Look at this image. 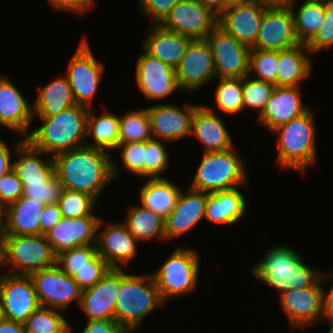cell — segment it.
<instances>
[{"label":"cell","instance_id":"1","mask_svg":"<svg viewBox=\"0 0 333 333\" xmlns=\"http://www.w3.org/2000/svg\"><path fill=\"white\" fill-rule=\"evenodd\" d=\"M54 172L63 189L84 192L97 201L120 173L110 152L88 145L53 156Z\"/></svg>","mask_w":333,"mask_h":333},{"label":"cell","instance_id":"2","mask_svg":"<svg viewBox=\"0 0 333 333\" xmlns=\"http://www.w3.org/2000/svg\"><path fill=\"white\" fill-rule=\"evenodd\" d=\"M271 248L252 271L261 282L276 289L279 296L290 290L314 287L322 279L323 273L307 265L296 249L285 245Z\"/></svg>","mask_w":333,"mask_h":333},{"label":"cell","instance_id":"3","mask_svg":"<svg viewBox=\"0 0 333 333\" xmlns=\"http://www.w3.org/2000/svg\"><path fill=\"white\" fill-rule=\"evenodd\" d=\"M89 108L74 105L52 117H39L43 124L33 127L25 138L35 149L47 155L82 147L87 142Z\"/></svg>","mask_w":333,"mask_h":333},{"label":"cell","instance_id":"4","mask_svg":"<svg viewBox=\"0 0 333 333\" xmlns=\"http://www.w3.org/2000/svg\"><path fill=\"white\" fill-rule=\"evenodd\" d=\"M164 305L151 274H129L120 268V292L115 301V321L133 333L142 327L144 318Z\"/></svg>","mask_w":333,"mask_h":333},{"label":"cell","instance_id":"5","mask_svg":"<svg viewBox=\"0 0 333 333\" xmlns=\"http://www.w3.org/2000/svg\"><path fill=\"white\" fill-rule=\"evenodd\" d=\"M315 128L313 112L308 110L271 132L278 136L277 162L281 168L304 174L307 166L315 163L317 160Z\"/></svg>","mask_w":333,"mask_h":333},{"label":"cell","instance_id":"6","mask_svg":"<svg viewBox=\"0 0 333 333\" xmlns=\"http://www.w3.org/2000/svg\"><path fill=\"white\" fill-rule=\"evenodd\" d=\"M234 149L235 147L219 152H203L189 188L213 193L246 186L249 178L245 163Z\"/></svg>","mask_w":333,"mask_h":333},{"label":"cell","instance_id":"7","mask_svg":"<svg viewBox=\"0 0 333 333\" xmlns=\"http://www.w3.org/2000/svg\"><path fill=\"white\" fill-rule=\"evenodd\" d=\"M192 248L177 247L156 272L151 273L165 303L195 291L200 273V258Z\"/></svg>","mask_w":333,"mask_h":333},{"label":"cell","instance_id":"8","mask_svg":"<svg viewBox=\"0 0 333 333\" xmlns=\"http://www.w3.org/2000/svg\"><path fill=\"white\" fill-rule=\"evenodd\" d=\"M55 264L56 255L45 235H8L0 265L12 266L9 274L29 275Z\"/></svg>","mask_w":333,"mask_h":333},{"label":"cell","instance_id":"9","mask_svg":"<svg viewBox=\"0 0 333 333\" xmlns=\"http://www.w3.org/2000/svg\"><path fill=\"white\" fill-rule=\"evenodd\" d=\"M104 66L94 57L88 41L82 39L68 63L65 75L76 105L91 108Z\"/></svg>","mask_w":333,"mask_h":333},{"label":"cell","instance_id":"10","mask_svg":"<svg viewBox=\"0 0 333 333\" xmlns=\"http://www.w3.org/2000/svg\"><path fill=\"white\" fill-rule=\"evenodd\" d=\"M211 47L217 78H243L249 75L251 49L236 40L218 24L206 37Z\"/></svg>","mask_w":333,"mask_h":333},{"label":"cell","instance_id":"11","mask_svg":"<svg viewBox=\"0 0 333 333\" xmlns=\"http://www.w3.org/2000/svg\"><path fill=\"white\" fill-rule=\"evenodd\" d=\"M40 306L66 310L76 301L78 306L81 289L74 279L64 273L56 264L29 274Z\"/></svg>","mask_w":333,"mask_h":333},{"label":"cell","instance_id":"12","mask_svg":"<svg viewBox=\"0 0 333 333\" xmlns=\"http://www.w3.org/2000/svg\"><path fill=\"white\" fill-rule=\"evenodd\" d=\"M218 17L198 0H181L160 25L192 40H204L217 25Z\"/></svg>","mask_w":333,"mask_h":333},{"label":"cell","instance_id":"13","mask_svg":"<svg viewBox=\"0 0 333 333\" xmlns=\"http://www.w3.org/2000/svg\"><path fill=\"white\" fill-rule=\"evenodd\" d=\"M175 73L180 91L188 92L197 91L216 78L212 50L206 39L189 43Z\"/></svg>","mask_w":333,"mask_h":333},{"label":"cell","instance_id":"14","mask_svg":"<svg viewBox=\"0 0 333 333\" xmlns=\"http://www.w3.org/2000/svg\"><path fill=\"white\" fill-rule=\"evenodd\" d=\"M0 300L5 319L20 323L40 307L29 275L0 274Z\"/></svg>","mask_w":333,"mask_h":333},{"label":"cell","instance_id":"15","mask_svg":"<svg viewBox=\"0 0 333 333\" xmlns=\"http://www.w3.org/2000/svg\"><path fill=\"white\" fill-rule=\"evenodd\" d=\"M298 44L290 7L266 8L251 50L281 51Z\"/></svg>","mask_w":333,"mask_h":333},{"label":"cell","instance_id":"16","mask_svg":"<svg viewBox=\"0 0 333 333\" xmlns=\"http://www.w3.org/2000/svg\"><path fill=\"white\" fill-rule=\"evenodd\" d=\"M266 8L257 0L232 2L218 17L217 24L251 49L257 39Z\"/></svg>","mask_w":333,"mask_h":333},{"label":"cell","instance_id":"17","mask_svg":"<svg viewBox=\"0 0 333 333\" xmlns=\"http://www.w3.org/2000/svg\"><path fill=\"white\" fill-rule=\"evenodd\" d=\"M102 225L104 220L100 218L96 236L97 253L111 268L125 267L136 257L137 239L123 222H109L101 230Z\"/></svg>","mask_w":333,"mask_h":333},{"label":"cell","instance_id":"18","mask_svg":"<svg viewBox=\"0 0 333 333\" xmlns=\"http://www.w3.org/2000/svg\"><path fill=\"white\" fill-rule=\"evenodd\" d=\"M136 81L148 100H163L180 88L175 69L145 51L137 58Z\"/></svg>","mask_w":333,"mask_h":333},{"label":"cell","instance_id":"19","mask_svg":"<svg viewBox=\"0 0 333 333\" xmlns=\"http://www.w3.org/2000/svg\"><path fill=\"white\" fill-rule=\"evenodd\" d=\"M322 279L314 286L290 290L279 296L280 306L291 327L305 328L323 317Z\"/></svg>","mask_w":333,"mask_h":333},{"label":"cell","instance_id":"20","mask_svg":"<svg viewBox=\"0 0 333 333\" xmlns=\"http://www.w3.org/2000/svg\"><path fill=\"white\" fill-rule=\"evenodd\" d=\"M198 105H186L181 109L177 105L162 103L146 107L151 122L153 139L174 142L191 134V122ZM160 138V139H159Z\"/></svg>","mask_w":333,"mask_h":333},{"label":"cell","instance_id":"21","mask_svg":"<svg viewBox=\"0 0 333 333\" xmlns=\"http://www.w3.org/2000/svg\"><path fill=\"white\" fill-rule=\"evenodd\" d=\"M120 292V268H110L94 286L81 291L79 308L90 320H115V301Z\"/></svg>","mask_w":333,"mask_h":333},{"label":"cell","instance_id":"22","mask_svg":"<svg viewBox=\"0 0 333 333\" xmlns=\"http://www.w3.org/2000/svg\"><path fill=\"white\" fill-rule=\"evenodd\" d=\"M99 220L100 217L97 215L73 219L62 217L45 237L55 255L79 246L96 244Z\"/></svg>","mask_w":333,"mask_h":333},{"label":"cell","instance_id":"23","mask_svg":"<svg viewBox=\"0 0 333 333\" xmlns=\"http://www.w3.org/2000/svg\"><path fill=\"white\" fill-rule=\"evenodd\" d=\"M209 194L191 188L180 192L175 207L164 220L166 240L182 236L205 218Z\"/></svg>","mask_w":333,"mask_h":333},{"label":"cell","instance_id":"24","mask_svg":"<svg viewBox=\"0 0 333 333\" xmlns=\"http://www.w3.org/2000/svg\"><path fill=\"white\" fill-rule=\"evenodd\" d=\"M9 80L0 74V125L26 138L34 119L33 104Z\"/></svg>","mask_w":333,"mask_h":333},{"label":"cell","instance_id":"25","mask_svg":"<svg viewBox=\"0 0 333 333\" xmlns=\"http://www.w3.org/2000/svg\"><path fill=\"white\" fill-rule=\"evenodd\" d=\"M309 109L302 103L300 87L276 86L263 112L257 119L269 131L305 114Z\"/></svg>","mask_w":333,"mask_h":333},{"label":"cell","instance_id":"26","mask_svg":"<svg viewBox=\"0 0 333 333\" xmlns=\"http://www.w3.org/2000/svg\"><path fill=\"white\" fill-rule=\"evenodd\" d=\"M216 109L198 105L193 113L191 135H194L204 146V153L229 150L234 146L231 135L217 115Z\"/></svg>","mask_w":333,"mask_h":333},{"label":"cell","instance_id":"27","mask_svg":"<svg viewBox=\"0 0 333 333\" xmlns=\"http://www.w3.org/2000/svg\"><path fill=\"white\" fill-rule=\"evenodd\" d=\"M14 146L19 159L13 161L12 169L23 185L45 184L55 173L53 156L35 149L24 137Z\"/></svg>","mask_w":333,"mask_h":333},{"label":"cell","instance_id":"28","mask_svg":"<svg viewBox=\"0 0 333 333\" xmlns=\"http://www.w3.org/2000/svg\"><path fill=\"white\" fill-rule=\"evenodd\" d=\"M146 33L142 43L144 51L176 69L192 39L166 30L160 24H151Z\"/></svg>","mask_w":333,"mask_h":333},{"label":"cell","instance_id":"29","mask_svg":"<svg viewBox=\"0 0 333 333\" xmlns=\"http://www.w3.org/2000/svg\"><path fill=\"white\" fill-rule=\"evenodd\" d=\"M246 210V198L238 188L216 191L208 195L205 219L217 224L232 225L240 221Z\"/></svg>","mask_w":333,"mask_h":333},{"label":"cell","instance_id":"30","mask_svg":"<svg viewBox=\"0 0 333 333\" xmlns=\"http://www.w3.org/2000/svg\"><path fill=\"white\" fill-rule=\"evenodd\" d=\"M76 105L69 82L64 76H57L53 81L40 86L33 103L34 117H52L67 108Z\"/></svg>","mask_w":333,"mask_h":333},{"label":"cell","instance_id":"31","mask_svg":"<svg viewBox=\"0 0 333 333\" xmlns=\"http://www.w3.org/2000/svg\"><path fill=\"white\" fill-rule=\"evenodd\" d=\"M45 204L35 198L21 196L4 211L7 217L8 234L40 235V215Z\"/></svg>","mask_w":333,"mask_h":333},{"label":"cell","instance_id":"32","mask_svg":"<svg viewBox=\"0 0 333 333\" xmlns=\"http://www.w3.org/2000/svg\"><path fill=\"white\" fill-rule=\"evenodd\" d=\"M306 51V52H305ZM310 51L306 44L278 51L277 86L300 87L301 80L311 74Z\"/></svg>","mask_w":333,"mask_h":333},{"label":"cell","instance_id":"33","mask_svg":"<svg viewBox=\"0 0 333 333\" xmlns=\"http://www.w3.org/2000/svg\"><path fill=\"white\" fill-rule=\"evenodd\" d=\"M140 187L141 205L165 219L176 205L181 190L164 178H147Z\"/></svg>","mask_w":333,"mask_h":333},{"label":"cell","instance_id":"34","mask_svg":"<svg viewBox=\"0 0 333 333\" xmlns=\"http://www.w3.org/2000/svg\"><path fill=\"white\" fill-rule=\"evenodd\" d=\"M164 220L150 209L137 204L127 210L126 220L123 223L137 241H147L155 237L163 241L166 240Z\"/></svg>","mask_w":333,"mask_h":333},{"label":"cell","instance_id":"35","mask_svg":"<svg viewBox=\"0 0 333 333\" xmlns=\"http://www.w3.org/2000/svg\"><path fill=\"white\" fill-rule=\"evenodd\" d=\"M119 116L110 112H103L98 117L93 108L89 109L87 118V140L93 137L92 142L86 145L102 150H113L118 146Z\"/></svg>","mask_w":333,"mask_h":333},{"label":"cell","instance_id":"36","mask_svg":"<svg viewBox=\"0 0 333 333\" xmlns=\"http://www.w3.org/2000/svg\"><path fill=\"white\" fill-rule=\"evenodd\" d=\"M295 1L290 5L296 36L307 44L321 29L325 17V0H305L295 12Z\"/></svg>","mask_w":333,"mask_h":333},{"label":"cell","instance_id":"37","mask_svg":"<svg viewBox=\"0 0 333 333\" xmlns=\"http://www.w3.org/2000/svg\"><path fill=\"white\" fill-rule=\"evenodd\" d=\"M151 139H153L151 122L146 107L131 110L119 116L118 145Z\"/></svg>","mask_w":333,"mask_h":333},{"label":"cell","instance_id":"38","mask_svg":"<svg viewBox=\"0 0 333 333\" xmlns=\"http://www.w3.org/2000/svg\"><path fill=\"white\" fill-rule=\"evenodd\" d=\"M60 311L40 306L23 323L26 333H72L73 326Z\"/></svg>","mask_w":333,"mask_h":333},{"label":"cell","instance_id":"39","mask_svg":"<svg viewBox=\"0 0 333 333\" xmlns=\"http://www.w3.org/2000/svg\"><path fill=\"white\" fill-rule=\"evenodd\" d=\"M217 110L227 114L244 111L241 78H218L215 89Z\"/></svg>","mask_w":333,"mask_h":333},{"label":"cell","instance_id":"40","mask_svg":"<svg viewBox=\"0 0 333 333\" xmlns=\"http://www.w3.org/2000/svg\"><path fill=\"white\" fill-rule=\"evenodd\" d=\"M97 200L84 192L70 191L63 189L58 205L62 217L79 218L83 216L95 215L93 212Z\"/></svg>","mask_w":333,"mask_h":333},{"label":"cell","instance_id":"41","mask_svg":"<svg viewBox=\"0 0 333 333\" xmlns=\"http://www.w3.org/2000/svg\"><path fill=\"white\" fill-rule=\"evenodd\" d=\"M275 85L263 80L255 79L254 77L247 75L242 78V96L244 109L252 108L258 109V115H260L270 96L273 94Z\"/></svg>","mask_w":333,"mask_h":333},{"label":"cell","instance_id":"42","mask_svg":"<svg viewBox=\"0 0 333 333\" xmlns=\"http://www.w3.org/2000/svg\"><path fill=\"white\" fill-rule=\"evenodd\" d=\"M277 64L278 51L251 50L249 75L277 86Z\"/></svg>","mask_w":333,"mask_h":333},{"label":"cell","instance_id":"43","mask_svg":"<svg viewBox=\"0 0 333 333\" xmlns=\"http://www.w3.org/2000/svg\"><path fill=\"white\" fill-rule=\"evenodd\" d=\"M162 140L145 141V178H164L162 174L169 165V153Z\"/></svg>","mask_w":333,"mask_h":333},{"label":"cell","instance_id":"44","mask_svg":"<svg viewBox=\"0 0 333 333\" xmlns=\"http://www.w3.org/2000/svg\"><path fill=\"white\" fill-rule=\"evenodd\" d=\"M96 253V244L65 250L56 255V265L73 277Z\"/></svg>","mask_w":333,"mask_h":333},{"label":"cell","instance_id":"45","mask_svg":"<svg viewBox=\"0 0 333 333\" xmlns=\"http://www.w3.org/2000/svg\"><path fill=\"white\" fill-rule=\"evenodd\" d=\"M111 267L96 253L78 272L72 277L81 290L97 284Z\"/></svg>","mask_w":333,"mask_h":333},{"label":"cell","instance_id":"46","mask_svg":"<svg viewBox=\"0 0 333 333\" xmlns=\"http://www.w3.org/2000/svg\"><path fill=\"white\" fill-rule=\"evenodd\" d=\"M63 191V186L54 173L45 184L23 185L24 197L41 201L45 205L58 203Z\"/></svg>","mask_w":333,"mask_h":333},{"label":"cell","instance_id":"47","mask_svg":"<svg viewBox=\"0 0 333 333\" xmlns=\"http://www.w3.org/2000/svg\"><path fill=\"white\" fill-rule=\"evenodd\" d=\"M124 167L131 173L145 178V141L119 144Z\"/></svg>","mask_w":333,"mask_h":333},{"label":"cell","instance_id":"48","mask_svg":"<svg viewBox=\"0 0 333 333\" xmlns=\"http://www.w3.org/2000/svg\"><path fill=\"white\" fill-rule=\"evenodd\" d=\"M333 47V0H325L324 24L316 35L306 44L311 54Z\"/></svg>","mask_w":333,"mask_h":333},{"label":"cell","instance_id":"49","mask_svg":"<svg viewBox=\"0 0 333 333\" xmlns=\"http://www.w3.org/2000/svg\"><path fill=\"white\" fill-rule=\"evenodd\" d=\"M23 195V184L11 169L0 179V208L5 209L8 205L18 200Z\"/></svg>","mask_w":333,"mask_h":333},{"label":"cell","instance_id":"50","mask_svg":"<svg viewBox=\"0 0 333 333\" xmlns=\"http://www.w3.org/2000/svg\"><path fill=\"white\" fill-rule=\"evenodd\" d=\"M181 0H139V10L151 17L153 24H160L170 10Z\"/></svg>","mask_w":333,"mask_h":333},{"label":"cell","instance_id":"51","mask_svg":"<svg viewBox=\"0 0 333 333\" xmlns=\"http://www.w3.org/2000/svg\"><path fill=\"white\" fill-rule=\"evenodd\" d=\"M59 11L74 12L81 15L95 7V0H48Z\"/></svg>","mask_w":333,"mask_h":333},{"label":"cell","instance_id":"52","mask_svg":"<svg viewBox=\"0 0 333 333\" xmlns=\"http://www.w3.org/2000/svg\"><path fill=\"white\" fill-rule=\"evenodd\" d=\"M61 218V211L57 203L45 205L39 220L40 235H45Z\"/></svg>","mask_w":333,"mask_h":333},{"label":"cell","instance_id":"53","mask_svg":"<svg viewBox=\"0 0 333 333\" xmlns=\"http://www.w3.org/2000/svg\"><path fill=\"white\" fill-rule=\"evenodd\" d=\"M82 333H129L115 320H90Z\"/></svg>","mask_w":333,"mask_h":333},{"label":"cell","instance_id":"54","mask_svg":"<svg viewBox=\"0 0 333 333\" xmlns=\"http://www.w3.org/2000/svg\"><path fill=\"white\" fill-rule=\"evenodd\" d=\"M322 281L331 284L330 290L326 292L323 289V319L329 321L330 327L328 333H333V271L324 273Z\"/></svg>","mask_w":333,"mask_h":333},{"label":"cell","instance_id":"55","mask_svg":"<svg viewBox=\"0 0 333 333\" xmlns=\"http://www.w3.org/2000/svg\"><path fill=\"white\" fill-rule=\"evenodd\" d=\"M11 154L9 146L0 139V171H10L13 168Z\"/></svg>","mask_w":333,"mask_h":333},{"label":"cell","instance_id":"56","mask_svg":"<svg viewBox=\"0 0 333 333\" xmlns=\"http://www.w3.org/2000/svg\"><path fill=\"white\" fill-rule=\"evenodd\" d=\"M7 217L4 209L0 208V259L3 257L8 240Z\"/></svg>","mask_w":333,"mask_h":333},{"label":"cell","instance_id":"57","mask_svg":"<svg viewBox=\"0 0 333 333\" xmlns=\"http://www.w3.org/2000/svg\"><path fill=\"white\" fill-rule=\"evenodd\" d=\"M203 6L208 8L213 14L219 17L229 6L228 0H198Z\"/></svg>","mask_w":333,"mask_h":333},{"label":"cell","instance_id":"58","mask_svg":"<svg viewBox=\"0 0 333 333\" xmlns=\"http://www.w3.org/2000/svg\"><path fill=\"white\" fill-rule=\"evenodd\" d=\"M0 333H26L23 323L4 319L0 322Z\"/></svg>","mask_w":333,"mask_h":333},{"label":"cell","instance_id":"59","mask_svg":"<svg viewBox=\"0 0 333 333\" xmlns=\"http://www.w3.org/2000/svg\"><path fill=\"white\" fill-rule=\"evenodd\" d=\"M257 1L267 8H274V7H290V5L296 0H257Z\"/></svg>","mask_w":333,"mask_h":333},{"label":"cell","instance_id":"60","mask_svg":"<svg viewBox=\"0 0 333 333\" xmlns=\"http://www.w3.org/2000/svg\"><path fill=\"white\" fill-rule=\"evenodd\" d=\"M4 319H5L4 311H3L2 303H1V300H0V322Z\"/></svg>","mask_w":333,"mask_h":333},{"label":"cell","instance_id":"61","mask_svg":"<svg viewBox=\"0 0 333 333\" xmlns=\"http://www.w3.org/2000/svg\"><path fill=\"white\" fill-rule=\"evenodd\" d=\"M230 3L232 2H241V1H250V0H228Z\"/></svg>","mask_w":333,"mask_h":333},{"label":"cell","instance_id":"62","mask_svg":"<svg viewBox=\"0 0 333 333\" xmlns=\"http://www.w3.org/2000/svg\"><path fill=\"white\" fill-rule=\"evenodd\" d=\"M6 172H8V171H0V179Z\"/></svg>","mask_w":333,"mask_h":333}]
</instances>
